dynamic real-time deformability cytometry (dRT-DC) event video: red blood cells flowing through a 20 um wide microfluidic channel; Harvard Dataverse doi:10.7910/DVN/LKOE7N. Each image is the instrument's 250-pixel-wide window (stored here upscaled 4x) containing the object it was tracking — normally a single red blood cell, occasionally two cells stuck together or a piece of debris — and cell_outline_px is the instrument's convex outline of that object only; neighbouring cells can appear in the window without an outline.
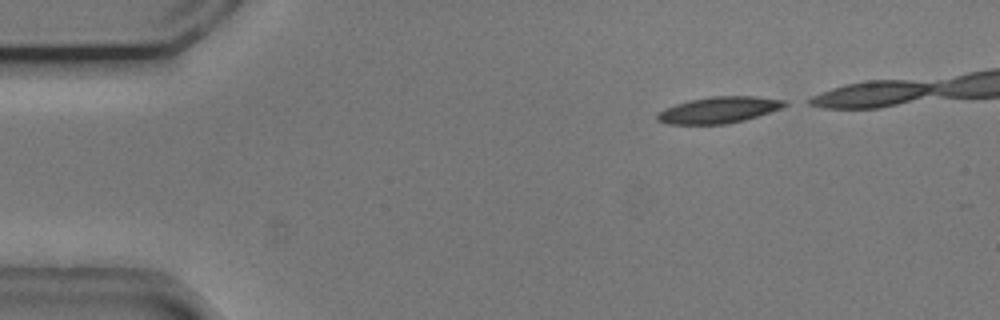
{"species": "common noctule bat (a hibernating species)", "species_latin": "Nyctalus noctula", "temperature_condition": "cold", "stored_images_in_passage": 9, "camera_frame_rate_fps": 3000, "um_per_image_px": 0.085, "animal": {"sex": "male", "body_mass_g": 20.5, "forearm_length_mm": 52.5}, "frame": {"image": 1, "passage_image": 1, "time_ms": 0.0, "image_size_px": [1000, 320], "cell_outline_px": [[788, 104], [780, 108], [744, 120], [724, 124], [664, 124], [656, 120], [656, 116], [664, 108], [688, 100], [712, 96], [752, 96], [788, 100]], "centroid_in_image_um": [61.06, 9.34], "position_along_channel_um": 23.9, "area_um2": 19.48}}